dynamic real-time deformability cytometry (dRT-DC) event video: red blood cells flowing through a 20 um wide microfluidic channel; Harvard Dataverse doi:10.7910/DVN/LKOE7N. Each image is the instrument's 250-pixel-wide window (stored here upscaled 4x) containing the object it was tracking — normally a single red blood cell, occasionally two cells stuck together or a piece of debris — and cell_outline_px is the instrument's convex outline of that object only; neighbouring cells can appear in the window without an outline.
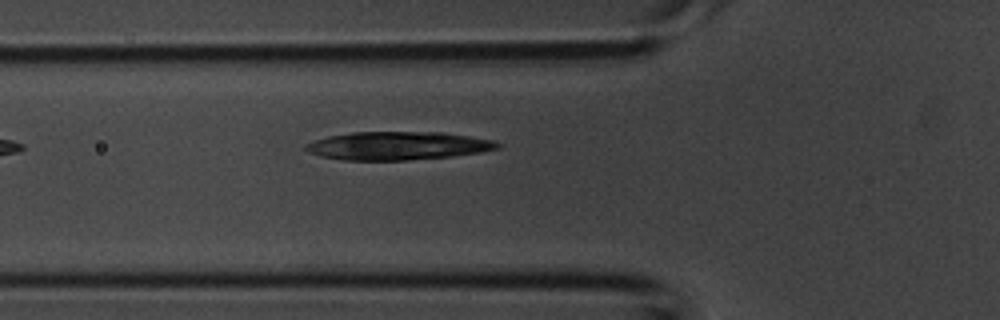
{"species": "common noctule bat (a hibernating species)", "species_latin": "Nyctalus noctula", "temperature_condition": "room temperature", "stored_images_in_passage": 2, "camera_frame_rate_fps": 3000, "um_per_image_px": 0.085, "animal": {"sex": "male", "body_mass_g": 20.1, "forearm_length_mm": 53.5}, "frame": {"image": 1, "passage_image": 2, "time_ms": 0.333, "image_size_px": [1000, 320], "cell_outline_px": [[500, 148], [480, 152], [452, 156], [408, 160], [344, 160], [320, 156], [308, 152], [304, 148], [304, 144], [328, 136], [352, 132], [440, 132], [468, 136], [492, 140], [500, 144]], "centroid_in_image_um": [33.78, 12.39], "position_along_channel_um": 92.0, "area_um2": 31.44}}